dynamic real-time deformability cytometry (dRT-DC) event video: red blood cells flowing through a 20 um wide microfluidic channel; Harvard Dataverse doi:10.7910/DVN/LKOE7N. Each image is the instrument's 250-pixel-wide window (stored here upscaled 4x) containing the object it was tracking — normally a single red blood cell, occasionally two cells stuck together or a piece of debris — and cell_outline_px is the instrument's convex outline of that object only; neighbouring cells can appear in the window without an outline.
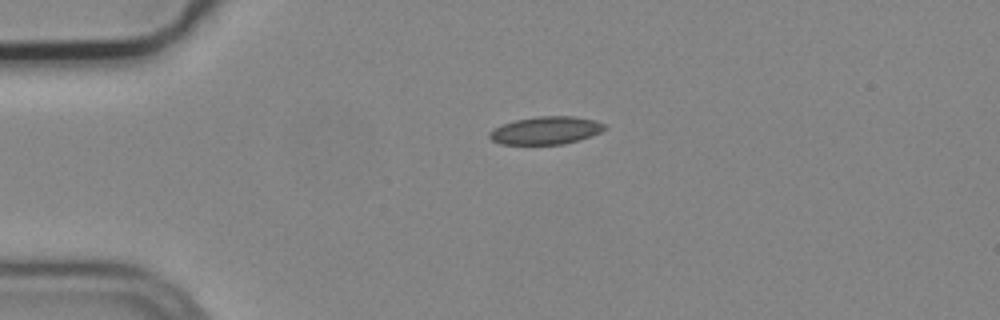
{"species": "common noctule bat (a hibernating species)", "species_latin": "Nyctalus noctula", "temperature_condition": "cold", "stored_images_in_passage": 2, "camera_frame_rate_fps": 3000, "um_per_image_px": 0.085, "animal": {"sex": "male", "body_mass_g": 19.2, "forearm_length_mm": 51.8}, "frame": {"image": 1, "passage_image": 1, "time_ms": 0.0, "image_size_px": [1000, 320], "cell_outline_px": [[604, 128], [600, 132], [580, 140], [564, 144], [500, 144], [492, 140], [488, 136], [488, 132], [504, 124], [516, 120], [540, 116], [572, 116], [596, 120], [604, 124]], "centroid_in_image_um": [46.4, 11.09], "position_along_channel_um": 38.6, "area_um2": 18.44}}